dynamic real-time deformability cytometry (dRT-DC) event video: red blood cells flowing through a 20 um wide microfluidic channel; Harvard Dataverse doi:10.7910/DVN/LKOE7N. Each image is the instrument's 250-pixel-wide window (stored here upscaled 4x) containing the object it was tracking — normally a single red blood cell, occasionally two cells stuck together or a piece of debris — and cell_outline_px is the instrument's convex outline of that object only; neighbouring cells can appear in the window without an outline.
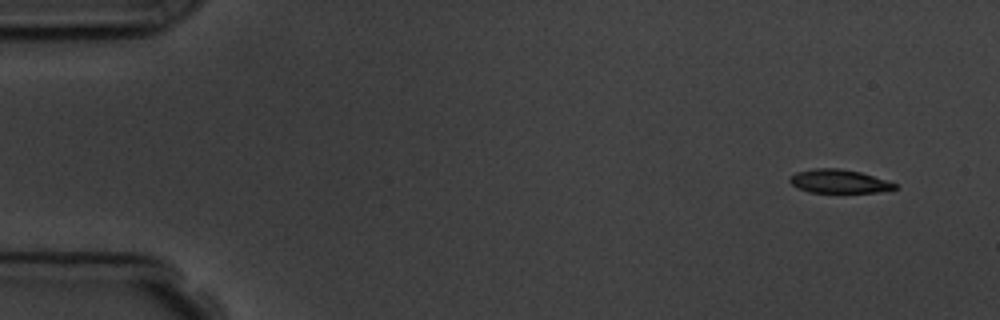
{"species": "common noctule bat (a hibernating species)", "species_latin": "Nyctalus noctula", "temperature_condition": "room temperature", "stored_images_in_passage": 5, "segment_of_instrument_passage": [1, 2], "camera_frame_rate_fps": 3000, "um_per_image_px": 0.085, "animal": {"sex": "male", "body_mass_g": 19.5, "forearm_length_mm": 54.6}, "frame": {"image": 1, "passage_image": 1, "time_ms": 0.0, "image_size_px": [1000, 320], "cell_outline_px": [[896, 188], [892, 192], [808, 192], [792, 184], [788, 180], [796, 172], [816, 168], [840, 168], [860, 172], [896, 184]], "centroid_in_image_um": [71.34, 15.42], "position_along_channel_um": 13.7, "area_um2": 14.28}}
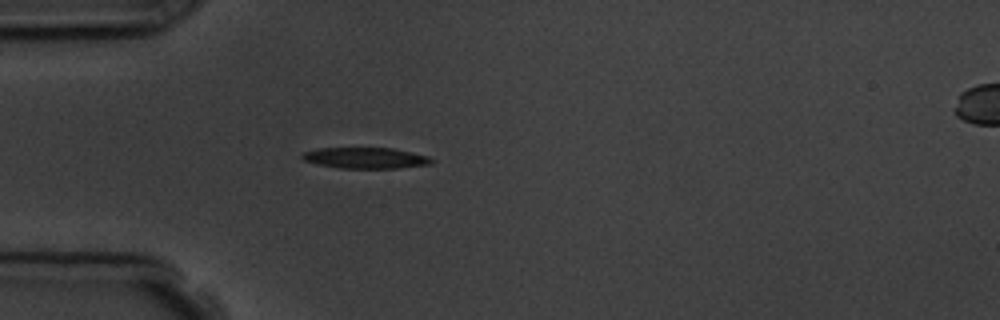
{"frame": {"image": 2, "passage_image": 4, "time_ms": 4.0, "image_size_px": [1000, 320], "cell_outline_px": [[436, 160], [432, 164], [400, 168], [340, 168], [316, 164], [304, 160], [300, 156], [304, 152], [320, 148], [392, 148], [412, 152], [428, 156]], "centroid_in_image_um": [31.12, 13.43], "position_along_channel_um": 53.9, "area_um2": 15.9}}